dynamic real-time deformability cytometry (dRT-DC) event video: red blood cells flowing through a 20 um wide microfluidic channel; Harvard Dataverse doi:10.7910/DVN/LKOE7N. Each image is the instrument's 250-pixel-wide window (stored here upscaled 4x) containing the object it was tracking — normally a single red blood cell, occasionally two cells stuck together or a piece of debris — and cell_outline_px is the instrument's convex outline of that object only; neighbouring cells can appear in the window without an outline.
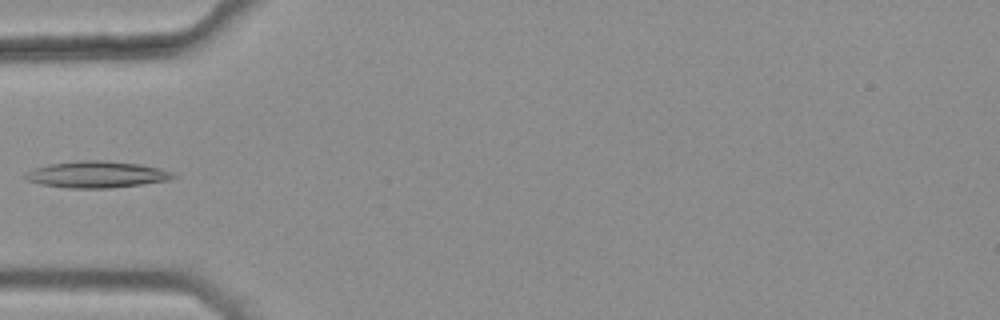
{"species": "common noctule bat (a hibernating species)", "species_latin": "Nyctalus noctula", "temperature_condition": "warm", "stored_images_in_passage": 6, "camera_frame_rate_fps": 3000, "um_per_image_px": 0.085, "animal": {"sex": "female", "body_mass_g": 25.1}, "frame": {"image": 1, "passage_image": 1, "time_ms": 0.0, "image_size_px": [1000, 320], "cell_outline_px": [[176, 176], [168, 180], [140, 184], [108, 188], [68, 188], [40, 184], [28, 180], [24, 176], [28, 172], [36, 168], [52, 164], [80, 160], [100, 160], [140, 164], [160, 168], [172, 172]], "centroid_in_image_um": [8.24, 14.83], "position_along_channel_um": 76.8, "area_um2": 22.48}}